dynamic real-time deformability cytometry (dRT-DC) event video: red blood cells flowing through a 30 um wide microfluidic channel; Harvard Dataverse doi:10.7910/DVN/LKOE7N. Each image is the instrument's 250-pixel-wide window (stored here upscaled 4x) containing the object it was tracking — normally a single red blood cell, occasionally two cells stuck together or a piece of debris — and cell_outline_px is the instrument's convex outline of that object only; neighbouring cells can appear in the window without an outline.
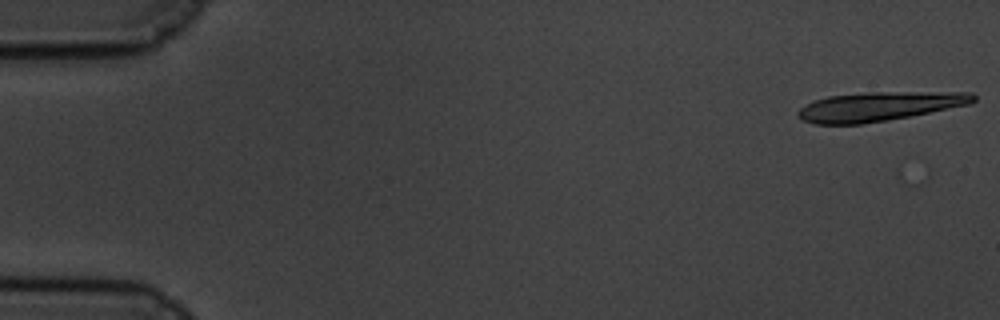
{"species": "common noctule bat (a hibernating species)", "species_latin": "Nyctalus noctula", "temperature_condition": "cold", "stored_images_in_passage": 2, "camera_frame_rate_fps": 3000, "um_per_image_px": 0.085, "animal": {"sex": "male", "body_mass_g": 19.5, "forearm_length_mm": 54.6}, "frame": {"image": 1, "passage_image": 1, "time_ms": 0.0, "image_size_px": [1000, 320], "cell_outline_px": [[976, 100], [972, 104], [888, 120], [860, 124], [816, 124], [804, 120], [796, 116], [796, 112], [800, 108], [816, 100], [828, 96], [868, 92], [972, 92], [976, 96]], "centroid_in_image_um": [74.77, 9.04], "position_along_channel_um": 10.2, "area_um2": 29.71}}